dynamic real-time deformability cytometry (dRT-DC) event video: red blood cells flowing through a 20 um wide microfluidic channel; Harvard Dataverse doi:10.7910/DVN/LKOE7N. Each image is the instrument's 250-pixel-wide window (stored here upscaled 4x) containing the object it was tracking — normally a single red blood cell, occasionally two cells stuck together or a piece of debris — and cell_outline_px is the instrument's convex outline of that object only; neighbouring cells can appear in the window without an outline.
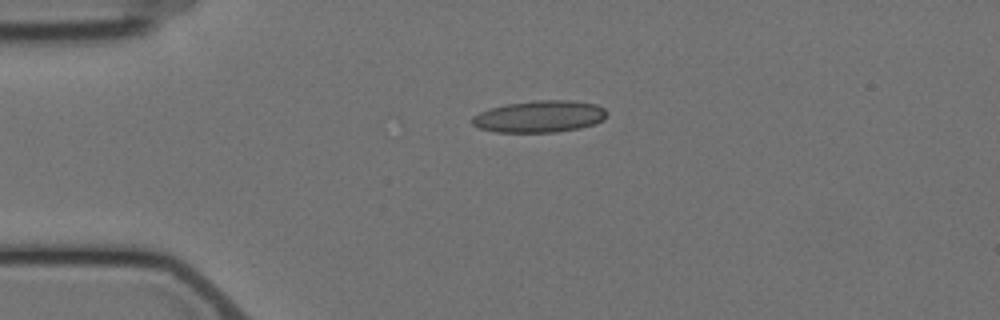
{"species": "Egyptian fruit bat (a non-hibernating species)", "species_latin": "Rousettus aegyptiacus", "temperature_condition": "cold", "stored_images_in_passage": 3, "camera_frame_rate_fps": 3000, "um_per_image_px": 0.085, "animal": {"sex": "female"}, "frame": {"image": 1, "passage_image": 1, "time_ms": 0.0, "image_size_px": [1000, 320], "cell_outline_px": [[608, 112], [604, 120], [596, 124], [580, 128], [556, 132], [496, 132], [480, 128], [472, 124], [468, 120], [472, 116], [480, 112], [492, 108], [508, 104], [536, 100], [572, 100], [596, 104], [604, 108]], "centroid_in_image_um": [45.89, 9.9], "position_along_channel_um": 39.1, "area_um2": 25.14}}
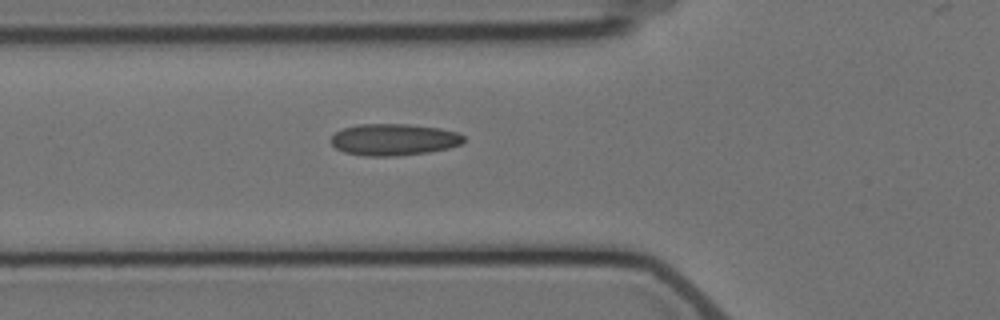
{"frame": {"image": 2, "passage_image": 3, "time_ms": 2.333, "image_size_px": [1000, 320], "cell_outline_px": [[464, 140], [460, 144], [448, 148], [428, 152], [396, 156], [364, 156], [344, 152], [336, 148], [332, 144], [332, 136], [336, 132], [344, 128], [360, 124], [408, 124], [440, 128], [456, 132], [464, 136]], "centroid_in_image_um": [33.47, 11.87], "position_along_channel_um": 92.3, "area_um2": 24.39}}